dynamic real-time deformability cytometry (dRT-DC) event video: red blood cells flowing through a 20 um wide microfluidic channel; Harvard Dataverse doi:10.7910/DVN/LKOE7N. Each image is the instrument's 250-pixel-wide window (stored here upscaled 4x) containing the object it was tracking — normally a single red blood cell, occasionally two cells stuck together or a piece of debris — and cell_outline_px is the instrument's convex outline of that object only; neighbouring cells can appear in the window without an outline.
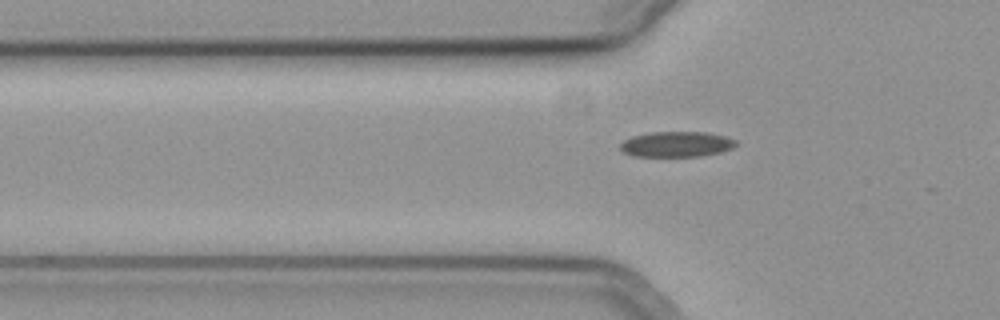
{"species": "common noctule bat (a hibernating species)", "species_latin": "Nyctalus noctula", "temperature_condition": "cold", "stored_images_in_passage": 11, "camera_frame_rate_fps": 3000, "um_per_image_px": 0.085, "animal": {"sex": "female", "body_mass_g": 19.3, "forearm_length_mm": 54.1}, "frame": {"image": 1, "passage_image": 2, "time_ms": 0.333, "image_size_px": [1000, 320], "cell_outline_px": [[736, 144], [732, 148], [720, 152], [700, 156], [636, 156], [624, 152], [620, 148], [620, 144], [624, 140], [632, 136], [648, 132], [708, 132], [724, 136], [736, 140]], "centroid_in_image_um": [57.5, 12.25], "position_along_channel_um": 68.3, "area_um2": 17.05}}
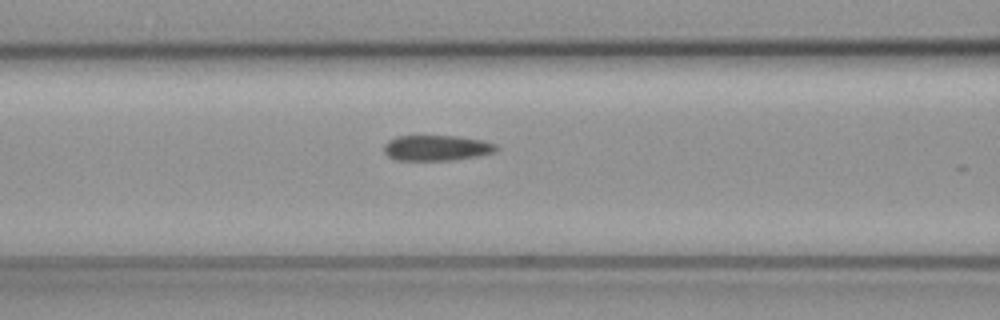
{"frame": {"image": 2, "passage_image": 7, "time_ms": 2.0, "image_size_px": [1000, 320], "cell_outline_px": [[500, 148], [496, 152], [476, 156], [452, 160], [396, 160], [388, 156], [384, 152], [384, 144], [388, 140], [396, 136], [456, 136], [484, 140], [496, 144]], "centroid_in_image_um": [37.13, 12.57], "position_along_channel_um": 129.5, "area_um2": 16.82}}